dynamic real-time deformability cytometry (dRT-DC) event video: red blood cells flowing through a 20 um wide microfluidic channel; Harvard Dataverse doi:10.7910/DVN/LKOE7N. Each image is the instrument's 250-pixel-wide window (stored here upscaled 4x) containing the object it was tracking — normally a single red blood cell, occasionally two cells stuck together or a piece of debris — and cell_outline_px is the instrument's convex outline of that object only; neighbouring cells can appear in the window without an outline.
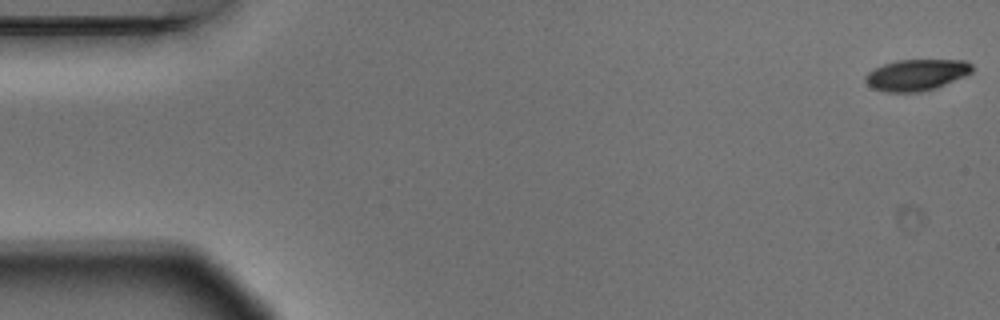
{"species": "Egyptian fruit bat (a non-hibernating species)", "species_latin": "Rousettus aegyptiacus", "temperature_condition": "warm", "stored_images_in_passage": 5, "camera_frame_rate_fps": 3000, "um_per_image_px": 0.085, "animal": {"sex": "male"}, "frame": {"image": 1, "passage_image": 1, "time_ms": 0.0, "image_size_px": [1000, 320], "cell_outline_px": [[972, 72], [964, 76], [936, 88], [920, 92], [884, 92], [872, 88], [864, 80], [864, 76], [872, 68], [896, 60], [968, 60], [972, 64]], "centroid_in_image_um": [77.87, 6.36], "position_along_channel_um": 7.1, "area_um2": 19.59}}
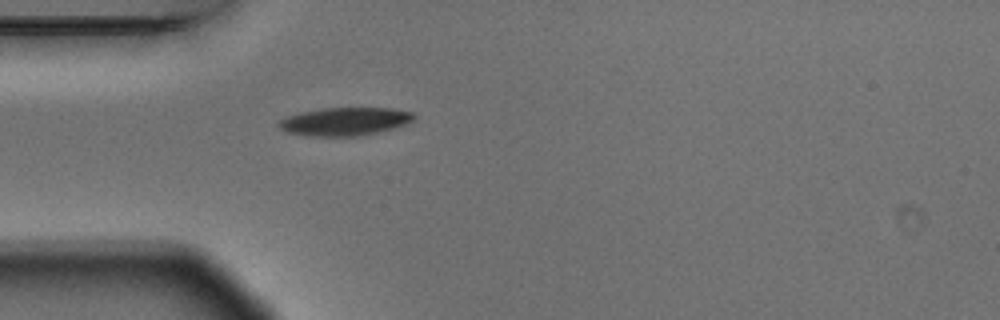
{"frame": {"image": 2, "passage_image": 5, "time_ms": 1.333, "image_size_px": [1000, 320], "cell_outline_px": [[416, 120], [408, 124], [396, 128], [360, 136], [304, 136], [288, 132], [280, 128], [276, 124], [280, 120], [288, 116], [300, 112], [324, 108], [392, 108], [412, 112], [416, 116]], "centroid_in_image_um": [29.36, 10.33], "position_along_channel_um": 55.6, "area_um2": 22.43}}